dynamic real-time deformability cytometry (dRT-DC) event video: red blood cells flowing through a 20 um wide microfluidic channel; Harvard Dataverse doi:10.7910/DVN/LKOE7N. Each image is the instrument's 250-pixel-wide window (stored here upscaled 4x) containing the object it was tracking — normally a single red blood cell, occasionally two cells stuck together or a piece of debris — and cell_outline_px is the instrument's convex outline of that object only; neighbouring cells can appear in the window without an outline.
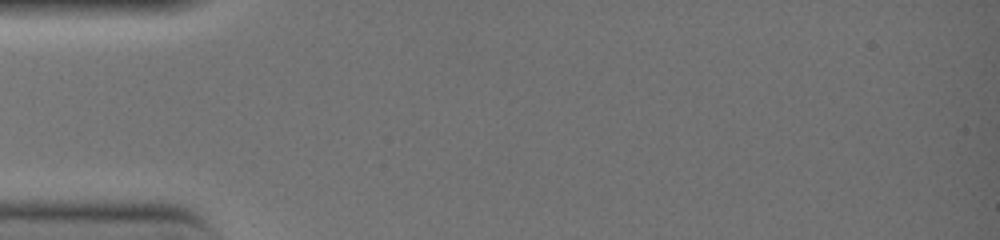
{"species": "common noctule bat (a hibernating species)", "species_latin": "Nyctalus noctula", "temperature_condition": "warm", "stored_images_in_passage": 2, "camera_frame_rate_fps": 3000, "um_per_image_px": 0.085, "animal": {"sex": "female", "body_mass_g": 19.0, "forearm_length_mm": 51.5}, "frame": {"image": 1, "passage_image": 1, "time_ms": 0.0, "image_size_px": [1000, 240], "cell_outline_px": [[164, 164], [160, 168], [36, 168], [12, 164], [12, 160], [40, 156], [152, 156]], "centroid_in_image_um": [7.63, 13.78], "position_along_channel_um": 77.4, "area_um2": 12.02}}